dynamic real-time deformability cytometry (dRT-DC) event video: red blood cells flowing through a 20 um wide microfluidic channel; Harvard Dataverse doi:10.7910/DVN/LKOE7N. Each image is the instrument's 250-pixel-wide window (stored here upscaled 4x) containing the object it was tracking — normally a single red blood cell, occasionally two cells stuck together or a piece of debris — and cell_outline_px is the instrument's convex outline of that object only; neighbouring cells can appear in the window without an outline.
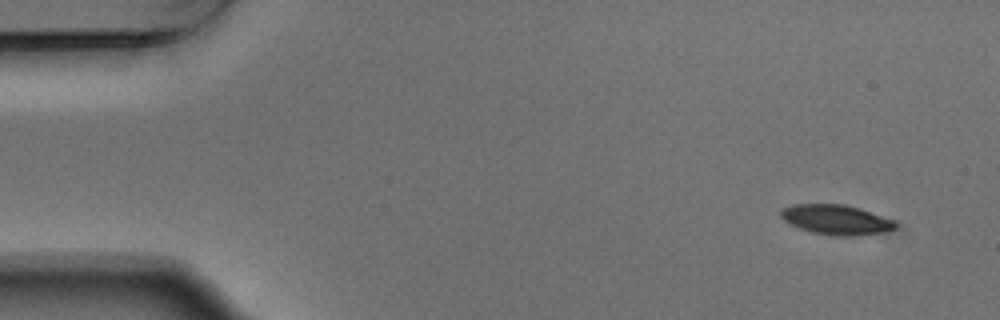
{"species": "Egyptian fruit bat (a non-hibernating species)", "species_latin": "Rousettus aegyptiacus", "temperature_condition": "warm", "stored_images_in_passage": 2, "camera_frame_rate_fps": 3000, "um_per_image_px": 0.085, "animal": {"sex": "male"}, "frame": {"image": 1, "passage_image": 1, "time_ms": 0.0, "image_size_px": [1000, 320], "cell_outline_px": [[896, 228], [892, 232], [860, 236], [832, 236], [812, 232], [796, 228], [788, 224], [780, 216], [780, 212], [784, 208], [796, 204], [844, 204], [892, 220], [896, 224]], "centroid_in_image_um": [71.06, 18.71], "position_along_channel_um": 13.9, "area_um2": 20.06}}